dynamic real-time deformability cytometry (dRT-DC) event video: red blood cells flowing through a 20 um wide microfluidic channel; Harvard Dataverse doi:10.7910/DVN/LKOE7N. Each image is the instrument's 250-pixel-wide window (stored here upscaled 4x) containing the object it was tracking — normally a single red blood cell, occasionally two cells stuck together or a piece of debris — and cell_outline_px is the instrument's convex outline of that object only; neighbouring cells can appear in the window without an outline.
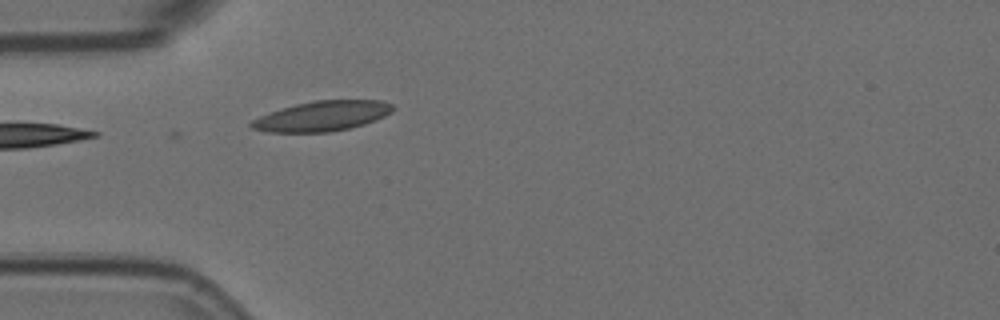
{"species": "Egyptian fruit bat (a non-hibernating species)", "species_latin": "Rousettus aegyptiacus", "temperature_condition": "room temperature", "stored_images_in_passage": 2, "camera_frame_rate_fps": 3000, "um_per_image_px": 0.085, "animal": {"sex": "female"}, "frame": {"image": 1, "passage_image": 2, "time_ms": 0.333, "image_size_px": [1000, 320], "cell_outline_px": [[396, 108], [392, 112], [376, 120], [364, 124], [348, 128], [328, 132], [268, 132], [252, 128], [248, 124], [252, 120], [260, 116], [280, 108], [312, 100], [384, 100], [392, 104]], "centroid_in_image_um": [27.4, 9.85], "position_along_channel_um": 57.6, "area_um2": 24.85}}